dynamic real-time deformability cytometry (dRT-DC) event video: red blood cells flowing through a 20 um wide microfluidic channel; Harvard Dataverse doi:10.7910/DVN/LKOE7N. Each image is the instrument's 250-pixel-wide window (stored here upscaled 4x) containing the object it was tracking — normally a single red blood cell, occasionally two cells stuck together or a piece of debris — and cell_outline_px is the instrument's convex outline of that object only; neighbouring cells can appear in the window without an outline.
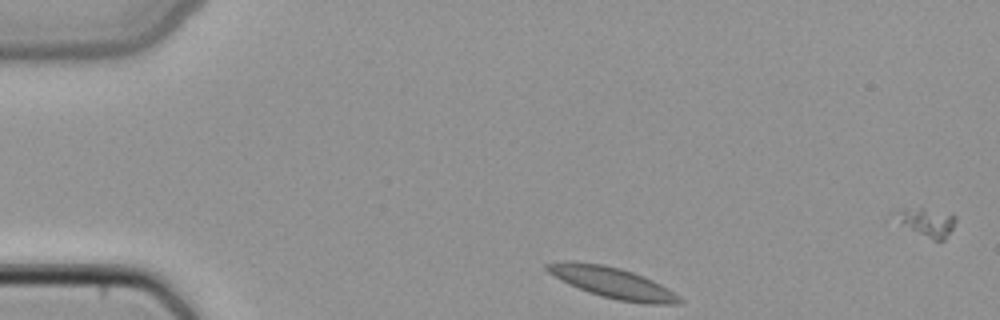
{"species": "common noctule bat (a hibernating species)", "species_latin": "Nyctalus noctula", "temperature_condition": "cold", "stored_images_in_passage": 8, "segment_of_instrument_passage": [2, 2], "camera_frame_rate_fps": 3000, "um_per_image_px": 0.085, "animal": {"sex": "female", "body_mass_g": 22.7, "forearm_length_mm": 54.2}, "frame": {"image": 1, "passage_image": 2, "time_ms": 0.333, "image_size_px": [1000, 320], "cell_outline_px": [[684, 300], [680, 304], [644, 304], [616, 300], [600, 296], [588, 292], [568, 284], [560, 280], [548, 272], [544, 268], [544, 264], [564, 260], [572, 260], [600, 264], [620, 268], [644, 276], [668, 288], [680, 296]], "centroid_in_image_um": [52.05, 24.03], "position_along_channel_um": 33.0, "area_um2": 24.16}}